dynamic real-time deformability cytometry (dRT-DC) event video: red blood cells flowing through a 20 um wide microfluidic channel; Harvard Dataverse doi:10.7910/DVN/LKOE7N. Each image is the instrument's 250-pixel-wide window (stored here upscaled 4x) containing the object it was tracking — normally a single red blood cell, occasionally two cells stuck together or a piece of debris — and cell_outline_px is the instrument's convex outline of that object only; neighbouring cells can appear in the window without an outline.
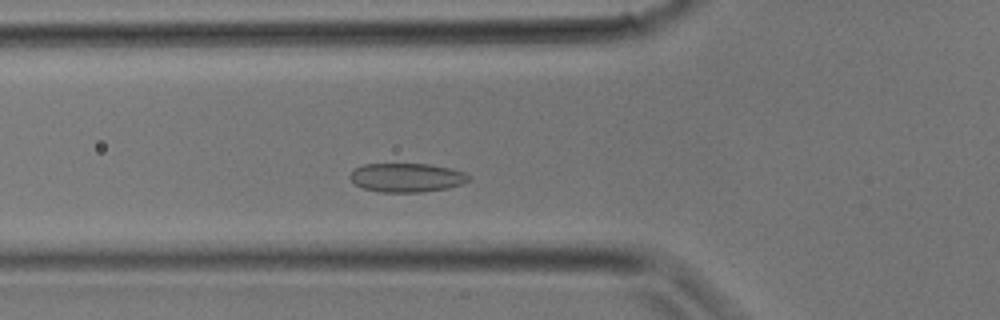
{"species": "common noctule bat (a hibernating species)", "species_latin": "Nyctalus noctula", "temperature_condition": "room temperature", "stored_images_in_passage": 27, "segment_of_instrument_passage": [1, 2], "camera_frame_rate_fps": 3000, "um_per_image_px": 0.085, "animal": {"sex": "male", "body_mass_g": 17.9}, "frame": {"image": 1, "passage_image": 5, "time_ms": 1.333, "image_size_px": [1000, 320], "cell_outline_px": [[468, 180], [460, 184], [448, 188], [420, 192], [380, 192], [364, 188], [356, 184], [348, 176], [356, 168], [364, 164], [428, 164], [448, 168], [464, 172], [468, 176]], "centroid_in_image_um": [34.54, 15.09], "position_along_channel_um": 91.3, "area_um2": 19.65}}
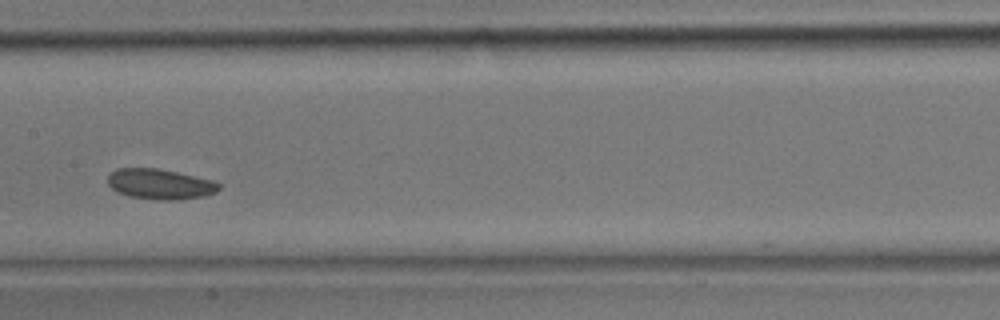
{"frame": {"image": 2, "passage_image": 10, "time_ms": 3.0, "image_size_px": [1000, 320], "cell_outline_px": [[220, 188], [216, 192], [204, 196], [180, 200], [156, 200], [128, 196], [116, 192], [108, 184], [108, 176], [116, 168], [156, 168], [176, 172], [212, 180], [220, 184]], "centroid_in_image_um": [13.59, 15.66], "position_along_channel_um": 193.8, "area_um2": 19.71}}
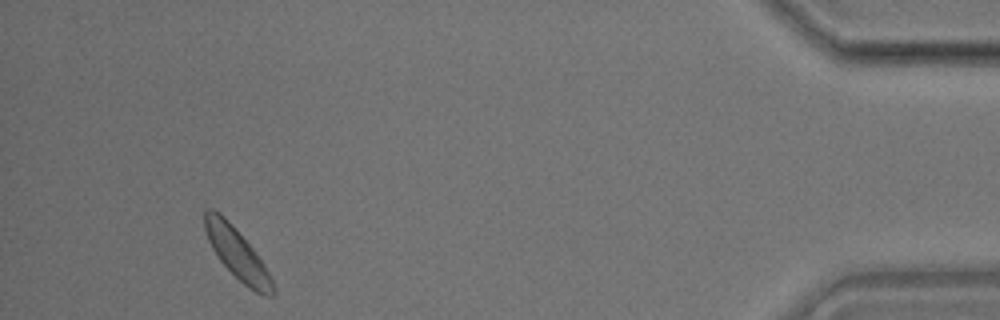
{"frame": {"image": 3, "passage_image": 24, "time_ms": 7.667, "image_size_px": [1000, 320], "cell_outline_px": [[276, 292], [272, 296], [264, 296], [248, 288], [220, 260], [212, 248], [208, 240], [204, 228], [204, 212], [208, 208], [212, 208], [220, 212], [228, 220], [252, 248], [264, 264], [272, 280]], "centroid_in_image_um": [20.15, 21.55], "position_along_channel_um": 415.1, "area_um2": 19.83}}